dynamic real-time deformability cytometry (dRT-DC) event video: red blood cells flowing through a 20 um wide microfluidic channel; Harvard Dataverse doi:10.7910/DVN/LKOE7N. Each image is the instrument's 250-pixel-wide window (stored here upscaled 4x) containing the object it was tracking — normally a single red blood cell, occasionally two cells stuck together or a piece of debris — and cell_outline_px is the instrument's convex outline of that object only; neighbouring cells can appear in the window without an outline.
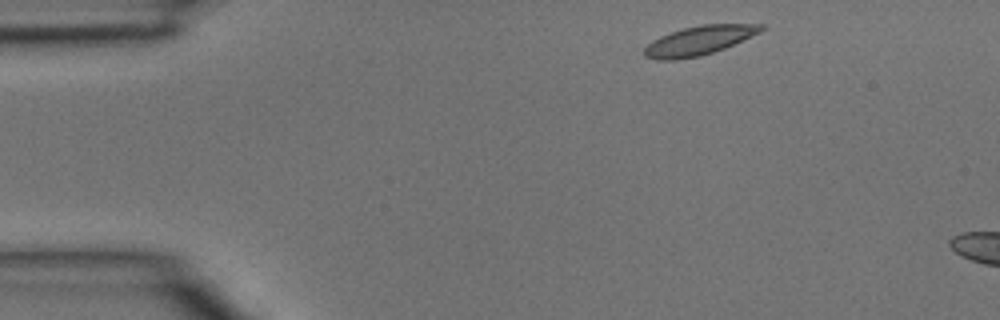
{"species": "common noctule bat (a hibernating species)", "species_latin": "Nyctalus noctula", "temperature_condition": "room temperature", "stored_images_in_passage": 5, "camera_frame_rate_fps": 3000, "um_per_image_px": 0.085, "animal": {"sex": "male", "body_mass_g": 15.6}, "frame": {"image": 1, "passage_image": 1, "time_ms": 0.0, "image_size_px": [1000, 320], "cell_outline_px": [[768, 28], [760, 32], [724, 48], [700, 56], [676, 60], [656, 60], [644, 56], [644, 48], [652, 40], [660, 36], [684, 28], [700, 24], [764, 24]], "centroid_in_image_um": [59.41, 3.44], "position_along_channel_um": 25.6, "area_um2": 19.77}}